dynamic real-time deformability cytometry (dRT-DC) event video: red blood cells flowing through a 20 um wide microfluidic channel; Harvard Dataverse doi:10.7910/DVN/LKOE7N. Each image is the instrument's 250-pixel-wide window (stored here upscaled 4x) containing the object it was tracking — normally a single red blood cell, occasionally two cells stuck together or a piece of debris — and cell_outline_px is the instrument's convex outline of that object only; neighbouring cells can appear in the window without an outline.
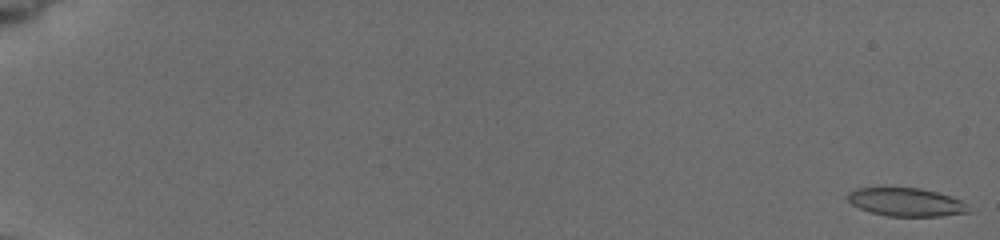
{"species": "common noctule bat (a hibernating species)", "species_latin": "Nyctalus noctula", "temperature_condition": "cold", "stored_images_in_passage": 12, "camera_frame_rate_fps": 3000, "um_per_image_px": 0.085, "animal": {"sex": "female", "body_mass_g": 19.5, "forearm_length_mm": 54.1}, "frame": {"image": 1, "passage_image": 1, "time_ms": 0.0, "image_size_px": [1000, 240], "cell_outline_px": [[968, 212], [940, 216], [888, 216], [868, 212], [852, 204], [848, 200], [848, 192], [856, 188], [920, 188], [936, 192], [960, 200], [968, 204]], "centroid_in_image_um": [76.99, 17.18], "position_along_channel_um": 8.0, "area_um2": 19.71}}